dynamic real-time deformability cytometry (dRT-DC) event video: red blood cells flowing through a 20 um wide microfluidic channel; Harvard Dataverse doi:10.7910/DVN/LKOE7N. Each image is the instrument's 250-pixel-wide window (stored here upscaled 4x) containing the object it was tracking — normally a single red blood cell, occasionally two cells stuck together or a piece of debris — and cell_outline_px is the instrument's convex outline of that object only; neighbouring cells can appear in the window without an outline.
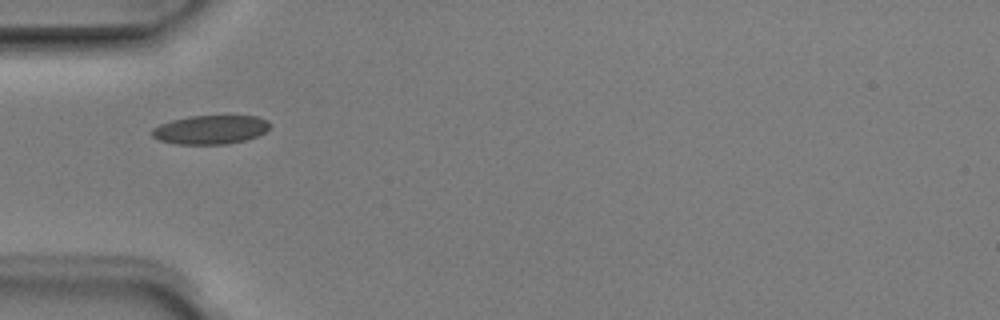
{"species": "Egyptian fruit bat (a non-hibernating species)", "species_latin": "Rousettus aegyptiacus", "temperature_condition": "room temperature", "stored_images_in_passage": 5, "camera_frame_rate_fps": 3000, "um_per_image_px": 0.085, "animal": {"sex": "male"}, "frame": {"image": 1, "passage_image": 3, "time_ms": 0.667, "image_size_px": [1000, 320], "cell_outline_px": [[272, 124], [264, 132], [256, 136], [244, 140], [224, 144], [176, 144], [156, 140], [148, 132], [152, 128], [160, 124], [172, 120], [188, 116], [256, 116], [268, 120]], "centroid_in_image_um": [17.83, 11.02], "position_along_channel_um": 67.2, "area_um2": 19.94}}
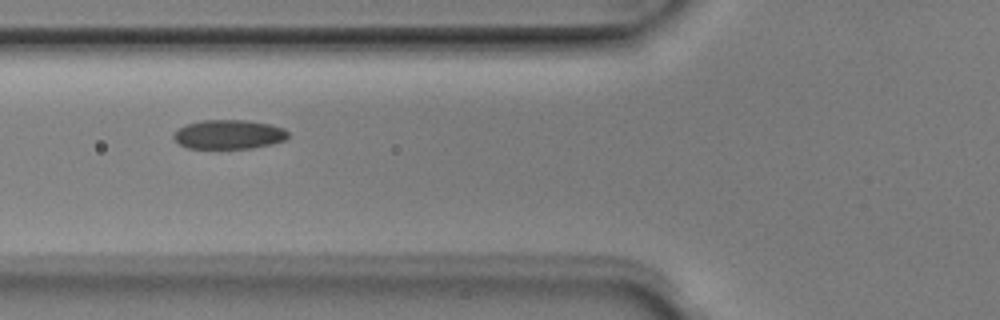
{"frame": {"image": 2, "passage_image": 4, "time_ms": 1.0, "image_size_px": [1000, 320], "cell_outline_px": [[288, 136], [284, 140], [272, 144], [252, 148], [188, 148], [180, 144], [172, 136], [172, 132], [184, 124], [200, 120], [248, 120], [272, 124], [284, 128], [288, 132]], "centroid_in_image_um": [19.43, 11.41], "position_along_channel_um": 106.4, "area_um2": 19.71}}
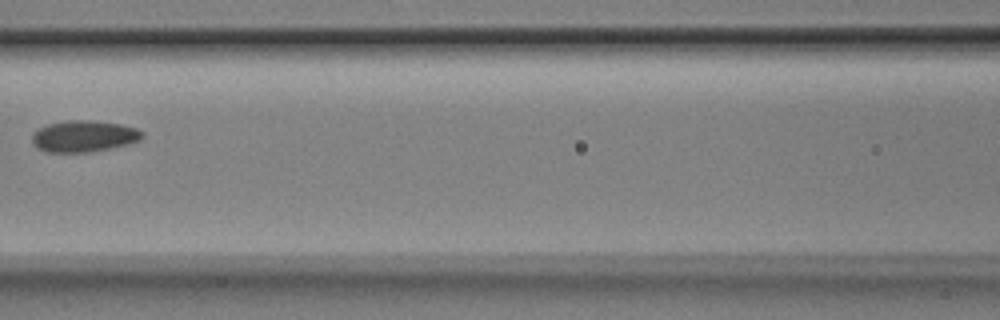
{"frame": {"image": 3, "passage_image": 5, "time_ms": 1.333, "image_size_px": [1000, 320], "cell_outline_px": [[144, 136], [140, 140], [128, 144], [88, 152], [44, 152], [36, 148], [32, 144], [32, 132], [48, 124], [68, 120], [88, 120], [120, 124], [136, 128], [144, 132]], "centroid_in_image_um": [7.1, 11.58], "position_along_channel_um": 159.5, "area_um2": 20.23}}